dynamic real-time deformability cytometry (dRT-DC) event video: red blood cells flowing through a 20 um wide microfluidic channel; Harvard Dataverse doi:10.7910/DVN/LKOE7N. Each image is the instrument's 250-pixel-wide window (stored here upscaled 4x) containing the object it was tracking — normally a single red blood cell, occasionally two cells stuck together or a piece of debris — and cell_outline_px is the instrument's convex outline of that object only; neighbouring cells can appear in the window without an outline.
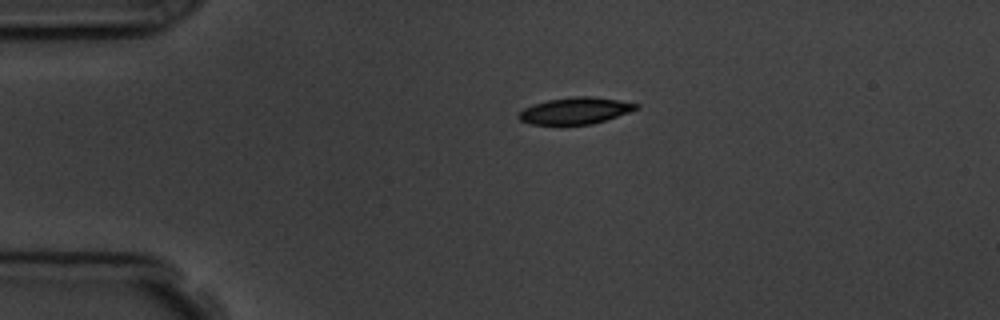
{"species": "common noctule bat (a hibernating species)", "species_latin": "Nyctalus noctula", "temperature_condition": "room temperature", "stored_images_in_passage": 4, "camera_frame_rate_fps": 3000, "um_per_image_px": 0.085, "animal": {"sex": "male", "body_mass_g": 19.5, "forearm_length_mm": 54.6}, "frame": {"image": 1, "passage_image": 4, "time_ms": 4.333, "image_size_px": [1000, 320], "cell_outline_px": [[640, 108], [592, 124], [532, 124], [520, 120], [516, 116], [524, 108], [548, 100], [572, 96], [592, 96], [640, 104]], "centroid_in_image_um": [48.9, 9.4], "position_along_channel_um": 36.1, "area_um2": 17.92}}